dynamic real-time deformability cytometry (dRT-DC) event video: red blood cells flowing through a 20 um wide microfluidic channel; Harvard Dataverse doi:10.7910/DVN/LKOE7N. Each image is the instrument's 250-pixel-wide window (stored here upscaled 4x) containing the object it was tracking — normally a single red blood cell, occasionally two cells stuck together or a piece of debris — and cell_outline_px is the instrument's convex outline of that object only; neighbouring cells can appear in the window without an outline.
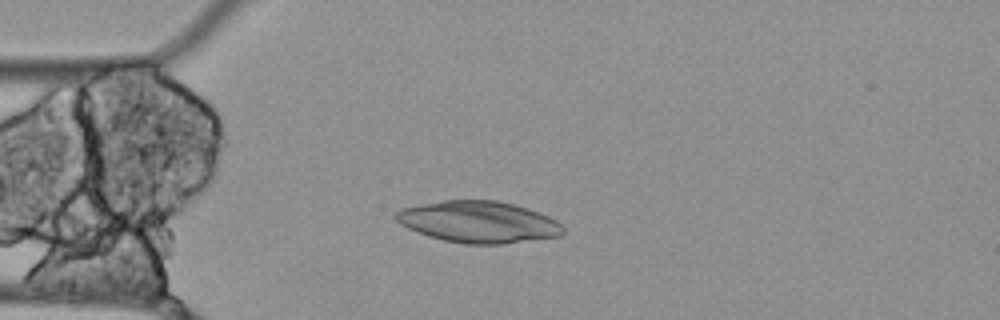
{"species": "Egyptian fruit bat (a non-hibernating species)", "species_latin": "Rousettus aegyptiacus", "temperature_condition": "cold", "stored_images_in_passage": 44, "camera_frame_rate_fps": 3000, "um_per_image_px": 0.085, "animal": {"sex": "female"}, "frame": {"image": 1, "passage_image": 2, "time_ms": 0.333, "image_size_px": [1000, 320], "cell_outline_px": [[564, 232], [560, 236], [504, 244], [464, 244], [444, 240], [428, 236], [416, 232], [400, 224], [392, 216], [400, 208], [444, 200], [496, 200], [512, 204], [548, 216], [556, 220], [564, 228]], "centroid_in_image_um": [40.63, 18.87], "position_along_channel_um": 44.4, "area_um2": 40.46}}
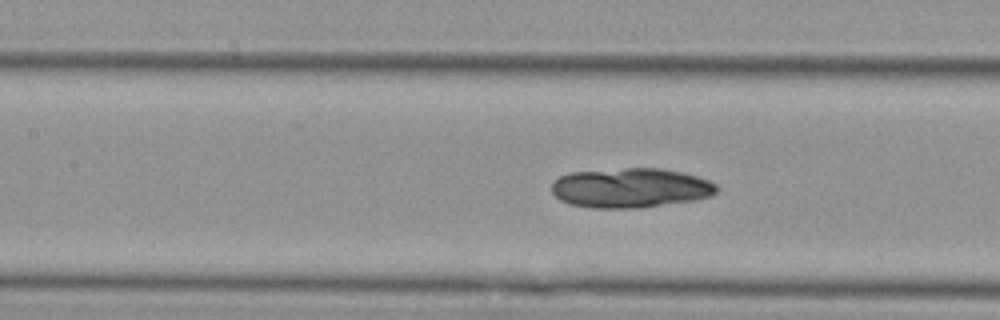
{"frame": {"image": 2, "passage_image": 12, "time_ms": 3.667, "image_size_px": [1000, 320], "cell_outline_px": [[720, 188], [712, 196], [692, 200], [640, 208], [592, 208], [572, 204], [560, 200], [552, 192], [552, 184], [560, 176], [568, 172], [624, 168], [660, 168], [684, 172], [708, 180], [716, 184]], "centroid_in_image_um": [53.61, 15.96], "position_along_channel_um": 153.8, "area_um2": 38.26}}
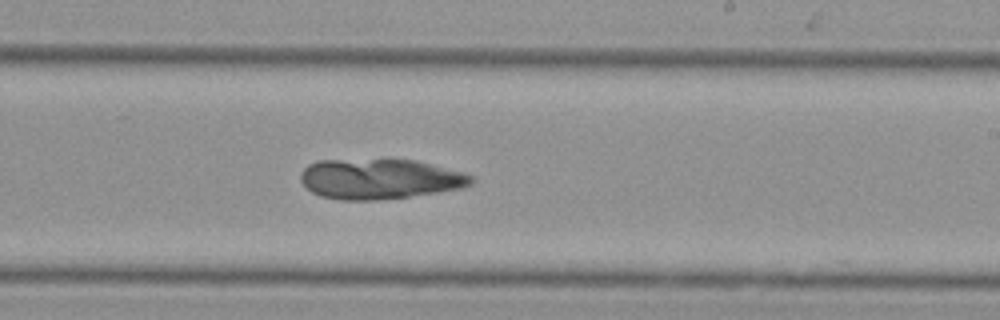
{"frame": {"image": 3, "passage_image": 21, "time_ms": 6.667, "image_size_px": [1000, 320], "cell_outline_px": [[476, 180], [472, 184], [460, 188], [436, 192], [380, 200], [340, 200], [320, 196], [312, 192], [300, 180], [300, 172], [308, 164], [316, 160], [388, 156], [416, 160], [464, 172], [472, 176]], "centroid_in_image_um": [32.25, 15.15], "position_along_channel_um": 256.8, "area_um2": 41.38}}